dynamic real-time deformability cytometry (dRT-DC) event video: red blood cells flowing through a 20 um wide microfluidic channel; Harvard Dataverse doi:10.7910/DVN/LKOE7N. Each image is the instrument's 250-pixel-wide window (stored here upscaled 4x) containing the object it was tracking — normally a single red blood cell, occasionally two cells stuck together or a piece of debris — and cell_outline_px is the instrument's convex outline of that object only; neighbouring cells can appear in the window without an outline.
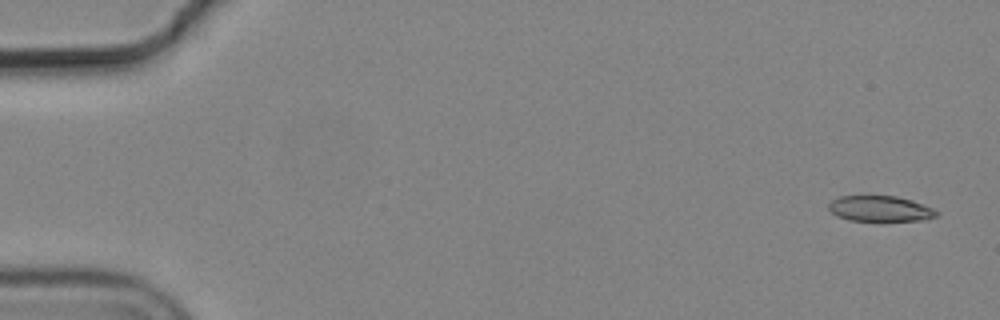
{"species": "common noctule bat (a hibernating species)", "species_latin": "Nyctalus noctula", "temperature_condition": "cold", "stored_images_in_passage": 7, "camera_frame_rate_fps": 3000, "um_per_image_px": 0.085, "animal": {"sex": "male", "body_mass_g": 19.2, "forearm_length_mm": 51.8}, "frame": {"image": 1, "passage_image": 1, "time_ms": 0.0, "image_size_px": [1000, 320], "cell_outline_px": [[940, 212], [936, 216], [924, 220], [848, 220], [836, 216], [828, 208], [828, 204], [832, 200], [840, 196], [896, 196], [912, 200], [932, 208]], "centroid_in_image_um": [74.8, 17.73], "position_along_channel_um": 10.2, "area_um2": 15.95}}
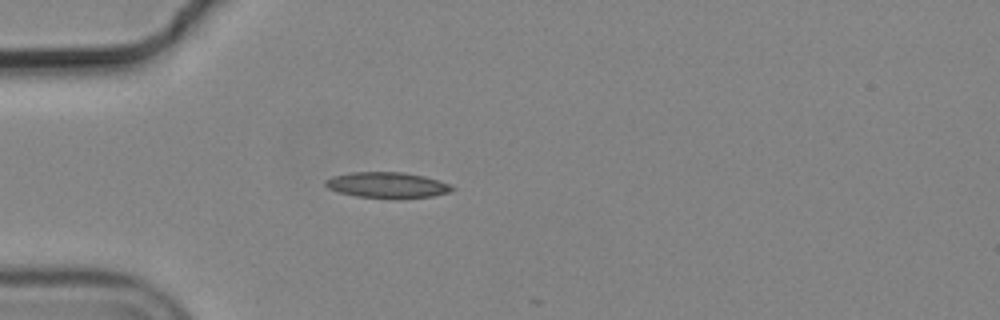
{"frame": {"image": 2, "passage_image": 5, "time_ms": 1.333, "image_size_px": [1000, 320], "cell_outline_px": [[456, 188], [448, 192], [432, 196], [400, 200], [396, 200], [356, 196], [336, 192], [328, 188], [324, 184], [324, 180], [332, 176], [352, 172], [404, 172], [424, 176], [452, 184]], "centroid_in_image_um": [32.92, 15.75], "position_along_channel_um": 52.1, "area_um2": 19.59}}